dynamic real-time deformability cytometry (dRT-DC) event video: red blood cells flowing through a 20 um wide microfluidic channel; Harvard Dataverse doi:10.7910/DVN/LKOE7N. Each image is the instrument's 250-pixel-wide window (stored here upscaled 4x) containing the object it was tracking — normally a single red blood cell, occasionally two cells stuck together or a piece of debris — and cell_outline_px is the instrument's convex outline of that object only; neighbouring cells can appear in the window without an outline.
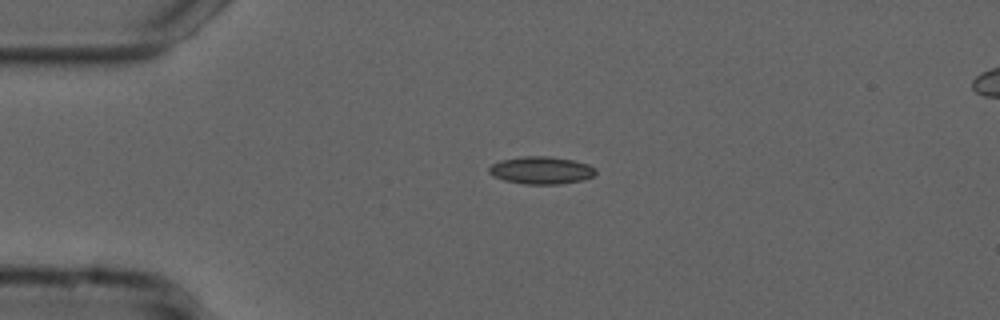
{"species": "common noctule bat (a hibernating species)", "species_latin": "Nyctalus noctula", "temperature_condition": "cold", "stored_images_in_passage": 43, "camera_frame_rate_fps": 3000, "um_per_image_px": 0.085, "animal": {"sex": "male", "forearm_length_mm": 52.5}, "frame": {"image": 1, "passage_image": 1, "time_ms": 0.0, "image_size_px": [1000, 320], "cell_outline_px": [[596, 172], [592, 176], [580, 180], [560, 184], [524, 184], [504, 180], [492, 176], [488, 172], [488, 168], [492, 164], [500, 160], [524, 156], [548, 156], [572, 160], [588, 164], [596, 168]], "centroid_in_image_um": [45.97, 14.47], "position_along_channel_um": 39.0, "area_um2": 17.05}}
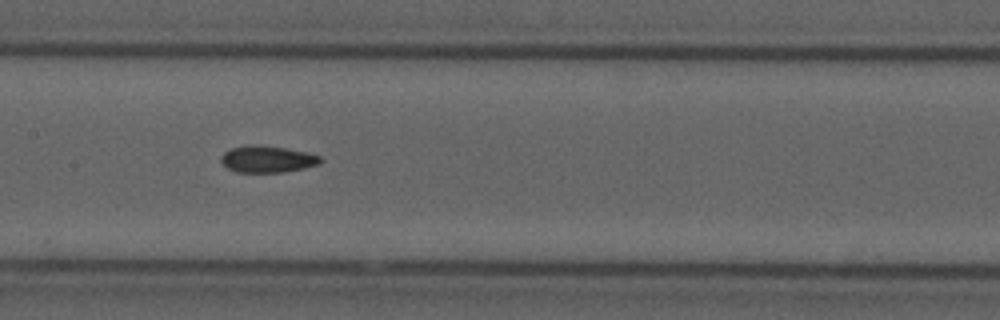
{"frame": {"image": 2, "passage_image": 15, "time_ms": 4.667, "image_size_px": [1000, 320], "cell_outline_px": [[324, 160], [320, 164], [304, 168], [284, 172], [236, 172], [228, 168], [220, 160], [220, 156], [224, 152], [232, 148], [284, 148], [308, 152], [320, 156]], "centroid_in_image_um": [22.8, 13.58], "position_along_channel_um": 184.6, "area_um2": 14.74}}
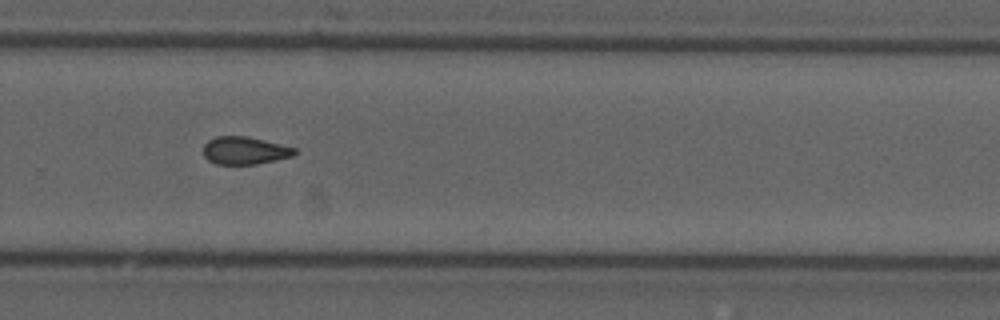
{"frame": {"image": 3, "passage_image": 25, "time_ms": 8.0, "image_size_px": [1000, 320], "cell_outline_px": [[300, 152], [292, 156], [276, 160], [256, 164], [216, 164], [208, 160], [204, 156], [204, 144], [208, 140], [216, 136], [248, 136], [296, 148]], "centroid_in_image_um": [20.82, 12.79], "position_along_channel_um": 309.0, "area_um2": 14.8}, "authors_computed_cell_mechanics": {"area_um2": 15.2592, "velocity_mm_per_s": 3.7443, "shape_relaxation_time_tau1_ms": null, "shape_relaxation_time_tau2_ms": 3.7092, "deformation_change_tau1": null, "deformation_change_tau2": 0.0936}}